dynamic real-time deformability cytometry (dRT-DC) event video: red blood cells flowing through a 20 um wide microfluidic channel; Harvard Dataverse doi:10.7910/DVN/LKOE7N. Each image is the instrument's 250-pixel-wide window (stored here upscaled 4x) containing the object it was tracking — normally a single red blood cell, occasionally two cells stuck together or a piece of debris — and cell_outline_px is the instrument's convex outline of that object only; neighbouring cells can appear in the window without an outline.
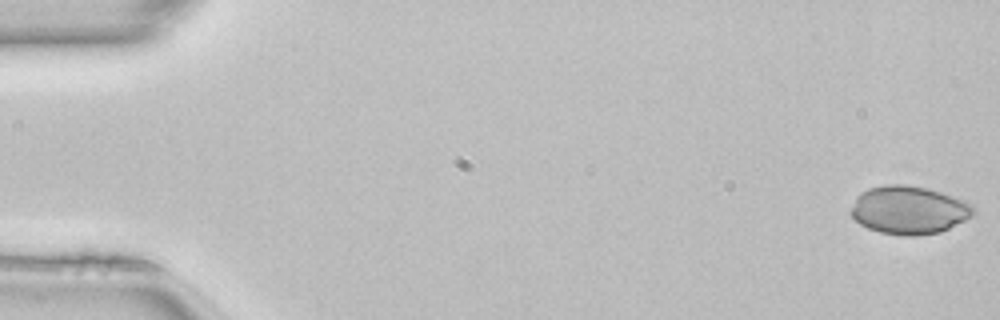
{"species": "common noctule bat (a hibernating species)", "species_latin": "Nyctalus noctula", "temperature_condition": "room temperature", "stored_images_in_passage": 14, "camera_frame_rate_fps": 3000, "um_per_image_px": 0.085, "animal": {"sex": "female", "body_mass_g": 22.7, "forearm_length_mm": 54.2}, "frame": {"image": 1, "passage_image": 1, "time_ms": 0.0, "image_size_px": [1000, 320], "cell_outline_px": [[976, 212], [972, 216], [940, 232], [916, 236], [904, 236], [880, 232], [868, 228], [860, 224], [852, 216], [852, 208], [856, 196], [860, 192], [868, 188], [884, 184], [904, 184], [924, 188], [940, 192], [964, 200], [972, 204], [976, 208]], "centroid_in_image_um": [77.26, 17.85], "position_along_channel_um": 7.7, "area_um2": 34.33}}